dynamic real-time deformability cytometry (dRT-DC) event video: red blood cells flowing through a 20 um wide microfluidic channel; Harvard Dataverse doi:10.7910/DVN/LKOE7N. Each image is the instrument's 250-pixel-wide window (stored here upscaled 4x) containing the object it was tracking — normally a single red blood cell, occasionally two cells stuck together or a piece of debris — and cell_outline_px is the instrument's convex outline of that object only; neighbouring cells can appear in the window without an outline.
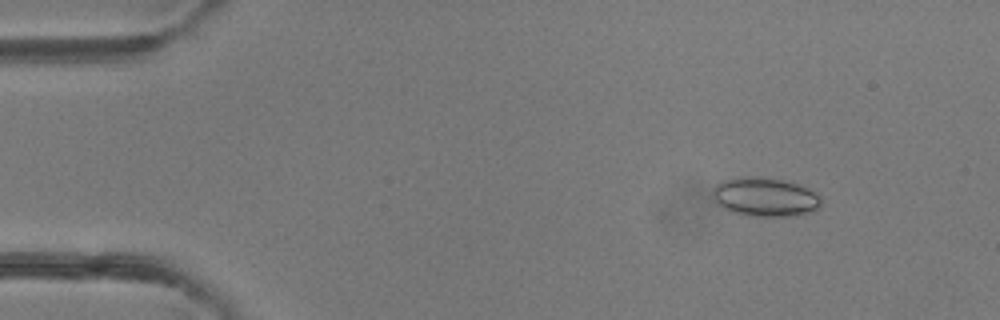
{"species": "common noctule bat (a hibernating species)", "species_latin": "Nyctalus noctula", "temperature_condition": "room temperature", "stored_images_in_passage": 49, "camera_frame_rate_fps": 3000, "um_per_image_px": 0.085, "animal": {"sex": "female"}, "frame": {"image": 1, "passage_image": 6, "time_ms": 1.667, "image_size_px": [1000, 320], "cell_outline_px": [[820, 208], [812, 212], [796, 216], [748, 216], [732, 212], [716, 204], [712, 200], [712, 192], [716, 184], [720, 180], [740, 176], [760, 176], [784, 180], [808, 188], [820, 196]], "centroid_in_image_um": [64.99, 16.74], "position_along_channel_um": 20.0, "area_um2": 25.14}}
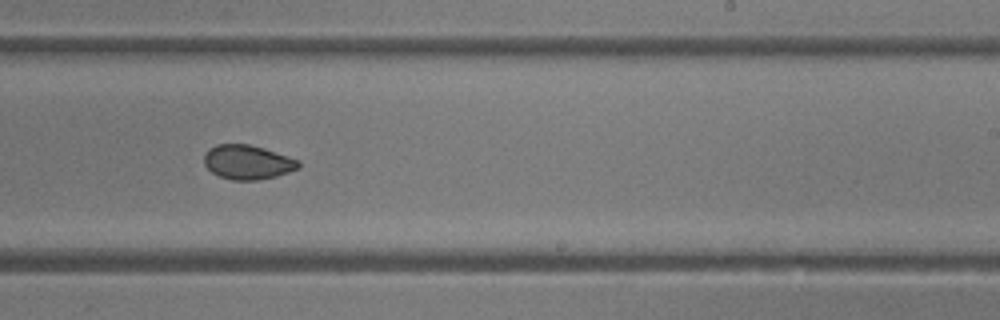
{"frame": {"image": 2, "passage_image": 30, "time_ms": 9.667, "image_size_px": [1000, 320], "cell_outline_px": [[300, 168], [276, 176], [256, 180], [232, 180], [220, 176], [212, 172], [204, 164], [204, 156], [208, 148], [216, 144], [248, 144], [264, 148], [300, 160]], "centroid_in_image_um": [21.05, 13.78], "position_along_channel_um": 268.0, "area_um2": 18.9}}
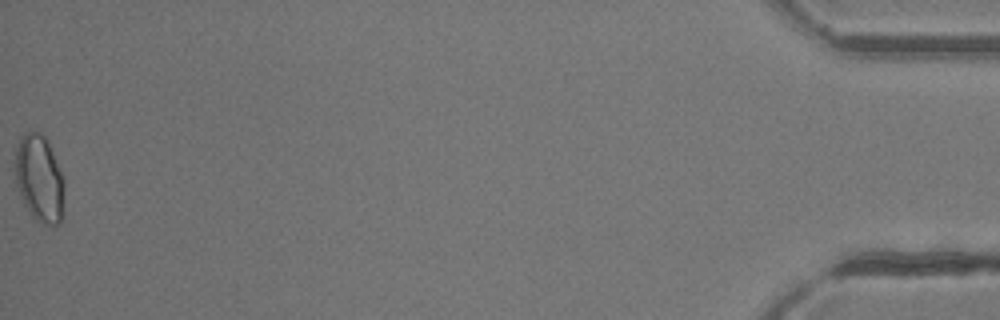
{"frame": {"image": 3, "passage_image": 49, "time_ms": 16.0, "image_size_px": [1000, 320], "cell_outline_px": [[64, 188], [60, 220], [52, 228], [40, 224], [32, 216], [24, 204], [16, 184], [16, 148], [20, 136], [24, 132], [32, 128], [40, 132], [48, 140], [64, 180]], "centroid_in_image_um": [3.34, 15.14], "position_along_channel_um": 431.9, "area_um2": 25.14}, "authors_computed_cell_mechanics": {"area_um2": 20.23, "velocity_mm_per_s": 4.2412, "shape_relaxation_time_tau1_ms": 5.1035, "shape_relaxation_time_tau2_ms": 1.7332, "deformation_change_tau1": 0.0742, "deformation_change_tau2": 0.043}}